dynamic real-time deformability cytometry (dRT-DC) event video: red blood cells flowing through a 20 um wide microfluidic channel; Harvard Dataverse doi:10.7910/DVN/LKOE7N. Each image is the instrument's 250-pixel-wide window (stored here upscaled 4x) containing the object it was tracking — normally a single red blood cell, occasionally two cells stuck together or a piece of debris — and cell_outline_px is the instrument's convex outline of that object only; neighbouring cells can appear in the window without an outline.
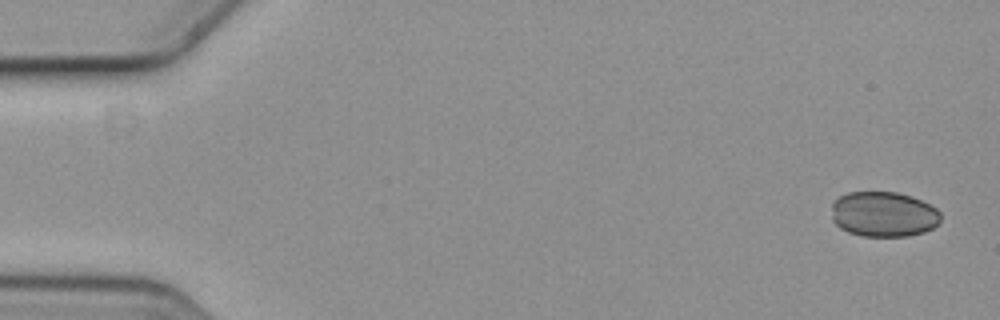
{"species": "common noctule bat (a hibernating species)", "species_latin": "Nyctalus noctula", "temperature_condition": "cold", "stored_images_in_passage": 5, "camera_frame_rate_fps": 3000, "um_per_image_px": 0.085, "animal": {"sex": "female", "body_mass_g": 19.3, "forearm_length_mm": 54.1}, "frame": {"image": 1, "passage_image": 1, "time_ms": 0.0, "image_size_px": [1000, 320], "cell_outline_px": [[940, 220], [932, 228], [924, 232], [908, 236], [860, 236], [848, 232], [840, 228], [832, 220], [832, 204], [840, 196], [848, 192], [896, 192], [912, 196], [936, 208], [940, 212]], "centroid_in_image_um": [75.09, 18.21], "position_along_channel_um": 9.9, "area_um2": 28.78}}